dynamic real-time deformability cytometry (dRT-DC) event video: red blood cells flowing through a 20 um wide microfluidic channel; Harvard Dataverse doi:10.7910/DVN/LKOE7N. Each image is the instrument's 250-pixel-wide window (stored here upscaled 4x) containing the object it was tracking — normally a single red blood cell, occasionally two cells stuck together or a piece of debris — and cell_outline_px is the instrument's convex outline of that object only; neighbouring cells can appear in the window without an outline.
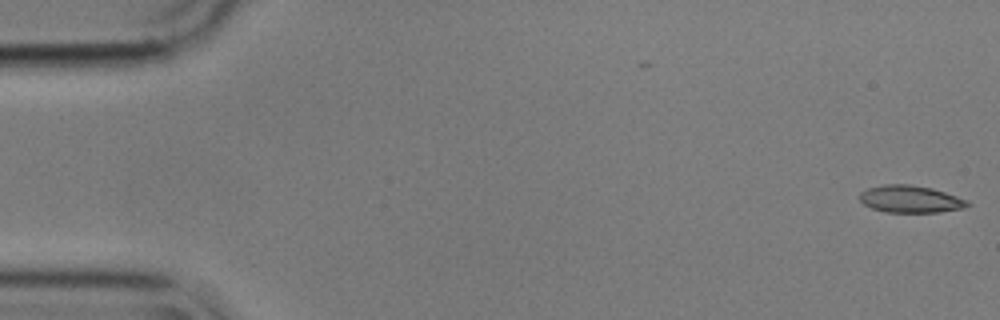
{"species": "common noctule bat (a hibernating species)", "species_latin": "Nyctalus noctula", "temperature_condition": "cold", "stored_images_in_passage": 2, "camera_frame_rate_fps": 3000, "um_per_image_px": 0.085, "animal": {"sex": "male", "body_mass_g": 17.9}, "frame": {"image": 1, "passage_image": 2, "time_ms": 0.333, "image_size_px": [1000, 320], "cell_outline_px": [[972, 204], [964, 208], [940, 212], [884, 212], [872, 208], [864, 204], [860, 200], [860, 192], [868, 188], [884, 184], [908, 184], [932, 188], [968, 200]], "centroid_in_image_um": [77.4, 16.92], "position_along_channel_um": 7.6, "area_um2": 17.11}}